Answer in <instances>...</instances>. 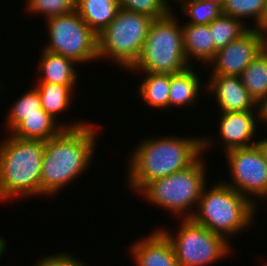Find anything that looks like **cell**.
<instances>
[{
    "label": "cell",
    "instance_id": "cell-8",
    "mask_svg": "<svg viewBox=\"0 0 267 266\" xmlns=\"http://www.w3.org/2000/svg\"><path fill=\"white\" fill-rule=\"evenodd\" d=\"M159 229L171 241L180 266H207L227 257L231 249L228 239L213 233L192 218L182 220L176 236L166 229Z\"/></svg>",
    "mask_w": 267,
    "mask_h": 266
},
{
    "label": "cell",
    "instance_id": "cell-30",
    "mask_svg": "<svg viewBox=\"0 0 267 266\" xmlns=\"http://www.w3.org/2000/svg\"><path fill=\"white\" fill-rule=\"evenodd\" d=\"M257 145L259 146V148L261 149L265 160L267 162V138L261 139V140H257Z\"/></svg>",
    "mask_w": 267,
    "mask_h": 266
},
{
    "label": "cell",
    "instance_id": "cell-26",
    "mask_svg": "<svg viewBox=\"0 0 267 266\" xmlns=\"http://www.w3.org/2000/svg\"><path fill=\"white\" fill-rule=\"evenodd\" d=\"M182 2L184 14L190 17L187 23L196 25L210 24L222 14L219 4L200 0H179Z\"/></svg>",
    "mask_w": 267,
    "mask_h": 266
},
{
    "label": "cell",
    "instance_id": "cell-1",
    "mask_svg": "<svg viewBox=\"0 0 267 266\" xmlns=\"http://www.w3.org/2000/svg\"><path fill=\"white\" fill-rule=\"evenodd\" d=\"M207 140L176 136L144 140L129 158L128 186L140 191L155 179L186 169L209 149Z\"/></svg>",
    "mask_w": 267,
    "mask_h": 266
},
{
    "label": "cell",
    "instance_id": "cell-6",
    "mask_svg": "<svg viewBox=\"0 0 267 266\" xmlns=\"http://www.w3.org/2000/svg\"><path fill=\"white\" fill-rule=\"evenodd\" d=\"M201 160L200 156L186 169L147 183L140 190L141 193L147 201L158 207L167 208L176 215L181 214L183 219L192 218L195 212L190 209L194 204L198 206L206 183V166Z\"/></svg>",
    "mask_w": 267,
    "mask_h": 266
},
{
    "label": "cell",
    "instance_id": "cell-24",
    "mask_svg": "<svg viewBox=\"0 0 267 266\" xmlns=\"http://www.w3.org/2000/svg\"><path fill=\"white\" fill-rule=\"evenodd\" d=\"M267 10V0H226L222 6V13L239 20L254 18L255 28L262 27Z\"/></svg>",
    "mask_w": 267,
    "mask_h": 266
},
{
    "label": "cell",
    "instance_id": "cell-5",
    "mask_svg": "<svg viewBox=\"0 0 267 266\" xmlns=\"http://www.w3.org/2000/svg\"><path fill=\"white\" fill-rule=\"evenodd\" d=\"M174 16L170 12L152 21L140 57L131 71L177 74L190 68L184 52L183 29Z\"/></svg>",
    "mask_w": 267,
    "mask_h": 266
},
{
    "label": "cell",
    "instance_id": "cell-15",
    "mask_svg": "<svg viewBox=\"0 0 267 266\" xmlns=\"http://www.w3.org/2000/svg\"><path fill=\"white\" fill-rule=\"evenodd\" d=\"M52 118L43 109L40 114L25 116V119L11 132V135L21 139L47 141L58 135L63 129H74L85 125L84 123L75 122L72 125L56 124Z\"/></svg>",
    "mask_w": 267,
    "mask_h": 266
},
{
    "label": "cell",
    "instance_id": "cell-12",
    "mask_svg": "<svg viewBox=\"0 0 267 266\" xmlns=\"http://www.w3.org/2000/svg\"><path fill=\"white\" fill-rule=\"evenodd\" d=\"M210 76L205 86L209 92L215 94L216 103L218 102L221 112H245L257 109L256 115L260 121L262 120L261 106L250 96L239 76Z\"/></svg>",
    "mask_w": 267,
    "mask_h": 266
},
{
    "label": "cell",
    "instance_id": "cell-20",
    "mask_svg": "<svg viewBox=\"0 0 267 266\" xmlns=\"http://www.w3.org/2000/svg\"><path fill=\"white\" fill-rule=\"evenodd\" d=\"M239 77L250 96L262 106L267 100V46Z\"/></svg>",
    "mask_w": 267,
    "mask_h": 266
},
{
    "label": "cell",
    "instance_id": "cell-10",
    "mask_svg": "<svg viewBox=\"0 0 267 266\" xmlns=\"http://www.w3.org/2000/svg\"><path fill=\"white\" fill-rule=\"evenodd\" d=\"M225 154L233 181L226 184L253 203L255 200L250 195L265 199L267 197V162L259 146L256 144L247 148H235Z\"/></svg>",
    "mask_w": 267,
    "mask_h": 266
},
{
    "label": "cell",
    "instance_id": "cell-17",
    "mask_svg": "<svg viewBox=\"0 0 267 266\" xmlns=\"http://www.w3.org/2000/svg\"><path fill=\"white\" fill-rule=\"evenodd\" d=\"M39 72L42 77L38 82L53 83L59 85H76L77 71L74 68V60L63 55L51 53L43 49L41 54Z\"/></svg>",
    "mask_w": 267,
    "mask_h": 266
},
{
    "label": "cell",
    "instance_id": "cell-7",
    "mask_svg": "<svg viewBox=\"0 0 267 266\" xmlns=\"http://www.w3.org/2000/svg\"><path fill=\"white\" fill-rule=\"evenodd\" d=\"M154 19L119 8L115 18L98 35V59L109 57L118 66L131 69L140 57Z\"/></svg>",
    "mask_w": 267,
    "mask_h": 266
},
{
    "label": "cell",
    "instance_id": "cell-18",
    "mask_svg": "<svg viewBox=\"0 0 267 266\" xmlns=\"http://www.w3.org/2000/svg\"><path fill=\"white\" fill-rule=\"evenodd\" d=\"M118 9V0H78L75 3V10L97 35L115 18Z\"/></svg>",
    "mask_w": 267,
    "mask_h": 266
},
{
    "label": "cell",
    "instance_id": "cell-33",
    "mask_svg": "<svg viewBox=\"0 0 267 266\" xmlns=\"http://www.w3.org/2000/svg\"><path fill=\"white\" fill-rule=\"evenodd\" d=\"M200 1L213 2V3L219 4L222 7L226 0H200Z\"/></svg>",
    "mask_w": 267,
    "mask_h": 266
},
{
    "label": "cell",
    "instance_id": "cell-14",
    "mask_svg": "<svg viewBox=\"0 0 267 266\" xmlns=\"http://www.w3.org/2000/svg\"><path fill=\"white\" fill-rule=\"evenodd\" d=\"M130 248L136 266H180L171 241L159 229Z\"/></svg>",
    "mask_w": 267,
    "mask_h": 266
},
{
    "label": "cell",
    "instance_id": "cell-13",
    "mask_svg": "<svg viewBox=\"0 0 267 266\" xmlns=\"http://www.w3.org/2000/svg\"><path fill=\"white\" fill-rule=\"evenodd\" d=\"M253 112L221 113L218 131L219 136L224 140L225 152L235 148H247L257 144L253 140V136L257 131L255 120L257 116Z\"/></svg>",
    "mask_w": 267,
    "mask_h": 266
},
{
    "label": "cell",
    "instance_id": "cell-11",
    "mask_svg": "<svg viewBox=\"0 0 267 266\" xmlns=\"http://www.w3.org/2000/svg\"><path fill=\"white\" fill-rule=\"evenodd\" d=\"M267 46V35L260 28L251 27L239 39L218 49L208 63L210 75L240 76L245 68Z\"/></svg>",
    "mask_w": 267,
    "mask_h": 266
},
{
    "label": "cell",
    "instance_id": "cell-27",
    "mask_svg": "<svg viewBox=\"0 0 267 266\" xmlns=\"http://www.w3.org/2000/svg\"><path fill=\"white\" fill-rule=\"evenodd\" d=\"M168 0H118L121 9L145 14L153 19L167 16L171 11Z\"/></svg>",
    "mask_w": 267,
    "mask_h": 266
},
{
    "label": "cell",
    "instance_id": "cell-21",
    "mask_svg": "<svg viewBox=\"0 0 267 266\" xmlns=\"http://www.w3.org/2000/svg\"><path fill=\"white\" fill-rule=\"evenodd\" d=\"M74 86L38 82L35 88L39 93L42 109L57 120V114L70 106Z\"/></svg>",
    "mask_w": 267,
    "mask_h": 266
},
{
    "label": "cell",
    "instance_id": "cell-35",
    "mask_svg": "<svg viewBox=\"0 0 267 266\" xmlns=\"http://www.w3.org/2000/svg\"><path fill=\"white\" fill-rule=\"evenodd\" d=\"M262 121H264L267 125V113H261Z\"/></svg>",
    "mask_w": 267,
    "mask_h": 266
},
{
    "label": "cell",
    "instance_id": "cell-19",
    "mask_svg": "<svg viewBox=\"0 0 267 266\" xmlns=\"http://www.w3.org/2000/svg\"><path fill=\"white\" fill-rule=\"evenodd\" d=\"M193 68L190 66L181 73L170 74L169 108L197 102L201 81Z\"/></svg>",
    "mask_w": 267,
    "mask_h": 266
},
{
    "label": "cell",
    "instance_id": "cell-34",
    "mask_svg": "<svg viewBox=\"0 0 267 266\" xmlns=\"http://www.w3.org/2000/svg\"><path fill=\"white\" fill-rule=\"evenodd\" d=\"M261 113H267V100L261 106Z\"/></svg>",
    "mask_w": 267,
    "mask_h": 266
},
{
    "label": "cell",
    "instance_id": "cell-22",
    "mask_svg": "<svg viewBox=\"0 0 267 266\" xmlns=\"http://www.w3.org/2000/svg\"><path fill=\"white\" fill-rule=\"evenodd\" d=\"M139 86L142 99L155 108L169 107L170 74L147 73Z\"/></svg>",
    "mask_w": 267,
    "mask_h": 266
},
{
    "label": "cell",
    "instance_id": "cell-9",
    "mask_svg": "<svg viewBox=\"0 0 267 266\" xmlns=\"http://www.w3.org/2000/svg\"><path fill=\"white\" fill-rule=\"evenodd\" d=\"M46 22L50 40L44 50L63 55L78 64L98 59V35L76 10L50 17Z\"/></svg>",
    "mask_w": 267,
    "mask_h": 266
},
{
    "label": "cell",
    "instance_id": "cell-3",
    "mask_svg": "<svg viewBox=\"0 0 267 266\" xmlns=\"http://www.w3.org/2000/svg\"><path fill=\"white\" fill-rule=\"evenodd\" d=\"M44 141L10 135L0 144V201L40 194Z\"/></svg>",
    "mask_w": 267,
    "mask_h": 266
},
{
    "label": "cell",
    "instance_id": "cell-32",
    "mask_svg": "<svg viewBox=\"0 0 267 266\" xmlns=\"http://www.w3.org/2000/svg\"><path fill=\"white\" fill-rule=\"evenodd\" d=\"M261 30L267 35V10H266V14L264 17V21L262 23Z\"/></svg>",
    "mask_w": 267,
    "mask_h": 266
},
{
    "label": "cell",
    "instance_id": "cell-23",
    "mask_svg": "<svg viewBox=\"0 0 267 266\" xmlns=\"http://www.w3.org/2000/svg\"><path fill=\"white\" fill-rule=\"evenodd\" d=\"M208 25L212 31V40L217 50L239 39L251 28V26H245L242 20L227 16L223 13Z\"/></svg>",
    "mask_w": 267,
    "mask_h": 266
},
{
    "label": "cell",
    "instance_id": "cell-28",
    "mask_svg": "<svg viewBox=\"0 0 267 266\" xmlns=\"http://www.w3.org/2000/svg\"><path fill=\"white\" fill-rule=\"evenodd\" d=\"M27 12L37 15L44 14L45 19L64 15L75 10V3L72 0H27Z\"/></svg>",
    "mask_w": 267,
    "mask_h": 266
},
{
    "label": "cell",
    "instance_id": "cell-4",
    "mask_svg": "<svg viewBox=\"0 0 267 266\" xmlns=\"http://www.w3.org/2000/svg\"><path fill=\"white\" fill-rule=\"evenodd\" d=\"M205 188L206 185L199 199L198 211L192 217L196 223L225 239L253 223L256 204L251 200L223 181L208 191Z\"/></svg>",
    "mask_w": 267,
    "mask_h": 266
},
{
    "label": "cell",
    "instance_id": "cell-31",
    "mask_svg": "<svg viewBox=\"0 0 267 266\" xmlns=\"http://www.w3.org/2000/svg\"><path fill=\"white\" fill-rule=\"evenodd\" d=\"M5 249H6V242L3 238L0 237V258L2 256V254L5 253L4 252Z\"/></svg>",
    "mask_w": 267,
    "mask_h": 266
},
{
    "label": "cell",
    "instance_id": "cell-29",
    "mask_svg": "<svg viewBox=\"0 0 267 266\" xmlns=\"http://www.w3.org/2000/svg\"><path fill=\"white\" fill-rule=\"evenodd\" d=\"M35 266H84L80 259L70 256L68 253L48 255L43 257Z\"/></svg>",
    "mask_w": 267,
    "mask_h": 266
},
{
    "label": "cell",
    "instance_id": "cell-16",
    "mask_svg": "<svg viewBox=\"0 0 267 266\" xmlns=\"http://www.w3.org/2000/svg\"><path fill=\"white\" fill-rule=\"evenodd\" d=\"M182 29L184 52L188 62H191V58L194 57V60L209 63L217 52L209 25L186 23Z\"/></svg>",
    "mask_w": 267,
    "mask_h": 266
},
{
    "label": "cell",
    "instance_id": "cell-2",
    "mask_svg": "<svg viewBox=\"0 0 267 266\" xmlns=\"http://www.w3.org/2000/svg\"><path fill=\"white\" fill-rule=\"evenodd\" d=\"M96 135L95 128L85 123L78 128L63 129L44 142L40 194H57L88 169L96 147Z\"/></svg>",
    "mask_w": 267,
    "mask_h": 266
},
{
    "label": "cell",
    "instance_id": "cell-25",
    "mask_svg": "<svg viewBox=\"0 0 267 266\" xmlns=\"http://www.w3.org/2000/svg\"><path fill=\"white\" fill-rule=\"evenodd\" d=\"M41 100L35 87L20 96L9 109L6 124L9 132H12L24 119L25 116L40 114Z\"/></svg>",
    "mask_w": 267,
    "mask_h": 266
}]
</instances>
